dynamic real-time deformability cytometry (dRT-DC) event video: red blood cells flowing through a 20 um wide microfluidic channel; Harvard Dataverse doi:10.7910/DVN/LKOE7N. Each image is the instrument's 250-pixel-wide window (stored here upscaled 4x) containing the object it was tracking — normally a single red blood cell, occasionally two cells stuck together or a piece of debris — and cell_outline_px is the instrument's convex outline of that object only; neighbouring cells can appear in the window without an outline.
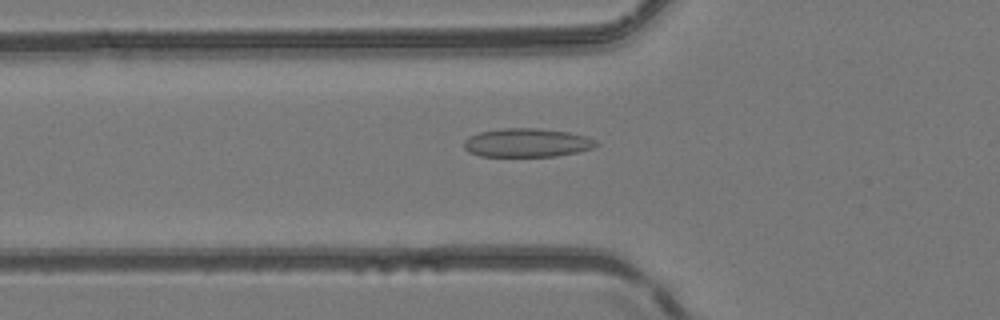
{"species": "common noctule bat (a hibernating species)", "species_latin": "Nyctalus noctula", "temperature_condition": "room temperature", "stored_images_in_passage": 39, "camera_frame_rate_fps": 3000, "um_per_image_px": 0.085, "animal": {"sex": "female", "body_mass_g": 24.6, "forearm_length_mm": 56.2}, "frame": {"image": 1, "passage_image": 7, "time_ms": 2.0, "image_size_px": [1000, 320], "cell_outline_px": [[600, 144], [592, 148], [576, 152], [556, 156], [480, 156], [468, 152], [464, 148], [464, 140], [468, 136], [480, 132], [500, 128], [536, 128], [568, 132], [588, 136], [596, 140]], "centroid_in_image_um": [44.78, 12.13], "position_along_channel_um": 81.0, "area_um2": 22.2}}
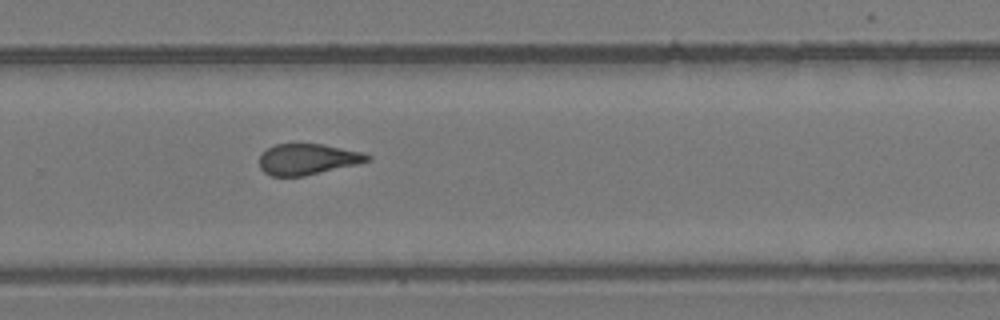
{"frame": {"image": 2, "passage_image": 23, "time_ms": 7.333, "image_size_px": [1000, 320], "cell_outline_px": [[372, 160], [356, 164], [304, 176], [272, 176], [264, 172], [260, 168], [260, 156], [268, 148], [276, 144], [324, 144], [360, 152], [372, 156]], "centroid_in_image_um": [26.15, 13.53], "position_along_channel_um": 303.7, "area_um2": 19.25}}
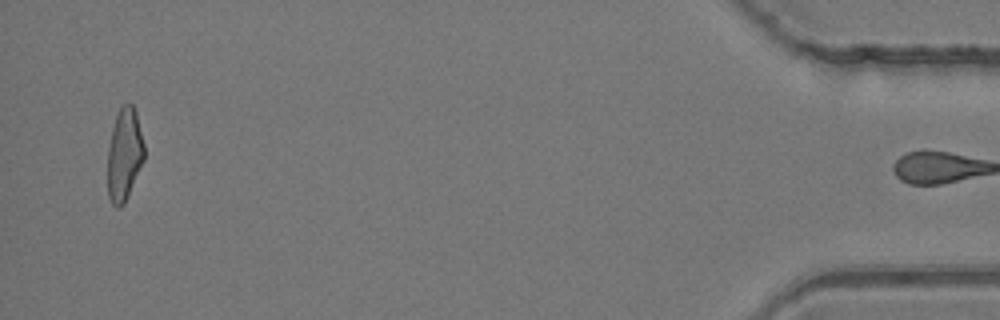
{"frame": {"image": 3, "passage_image": 38, "time_ms": 12.333, "image_size_px": [1000, 320], "cell_outline_px": [[144, 160], [124, 204], [120, 208], [116, 208], [112, 204], [108, 196], [108, 148], [112, 128], [116, 116], [120, 108], [124, 104], [132, 104], [136, 112], [144, 144]], "centroid_in_image_um": [10.57, 13.16], "position_along_channel_um": 424.6, "area_um2": 19.65}, "authors_computed_cell_mechanics": {"area_um2": 20.23, "velocity_mm_per_s": 4.1679, "shape_relaxation_time_tau1_ms": null, "shape_relaxation_time_tau2_ms": 1.8018, "deformation_change_tau1": null, "deformation_change_tau2": 0.0916}}